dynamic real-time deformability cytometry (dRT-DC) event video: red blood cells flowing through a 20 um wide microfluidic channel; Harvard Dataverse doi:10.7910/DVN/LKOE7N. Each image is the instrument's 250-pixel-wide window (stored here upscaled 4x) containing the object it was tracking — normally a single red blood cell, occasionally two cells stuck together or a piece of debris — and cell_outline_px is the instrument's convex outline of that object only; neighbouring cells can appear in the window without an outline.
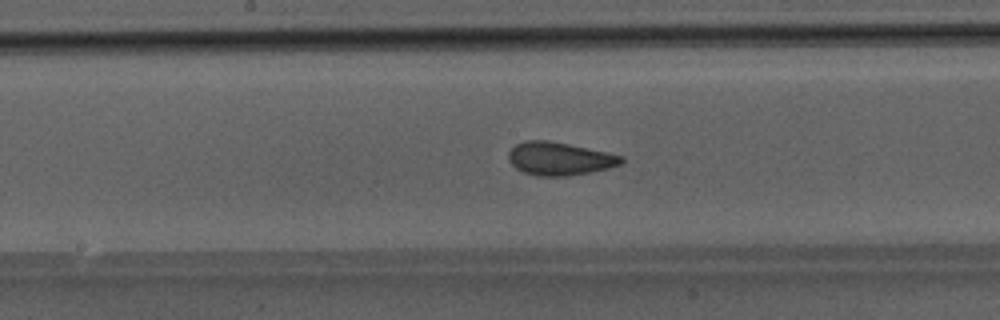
{"species": "Egyptian fruit bat (a non-hibernating species)", "species_latin": "Rousettus aegyptiacus", "temperature_condition": "room temperature", "stored_images_in_passage": 45, "camera_frame_rate_fps": 3000, "um_per_image_px": 0.085, "animal": {"sex": "male"}, "frame": {"image": 1, "passage_image": 21, "time_ms": 6.667, "image_size_px": [1000, 320], "cell_outline_px": [[624, 160], [620, 164], [608, 168], [568, 176], [536, 176], [524, 172], [516, 168], [508, 160], [508, 152], [516, 144], [524, 140], [548, 140], [568, 144], [624, 156]], "centroid_in_image_um": [47.52, 13.48], "position_along_channel_um": 200.7, "area_um2": 21.62}}
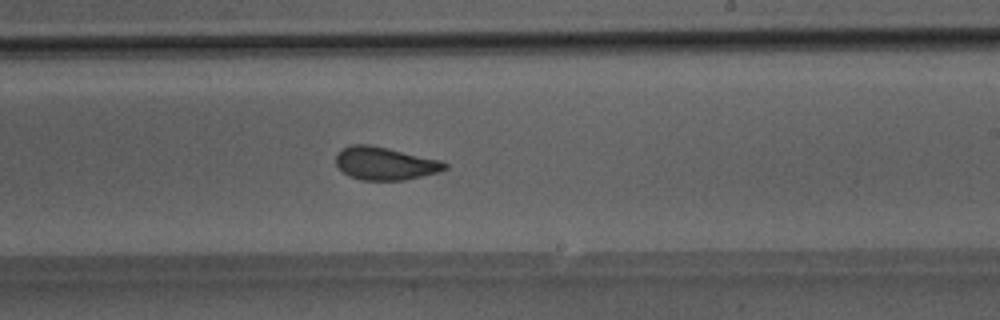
{"frame": {"image": 2, "passage_image": 25, "time_ms": 8.0, "image_size_px": [1000, 320], "cell_outline_px": [[448, 168], [440, 172], [404, 180], [360, 180], [348, 176], [336, 164], [336, 152], [352, 144], [368, 144], [388, 148], [440, 160], [448, 164]], "centroid_in_image_um": [32.73, 13.89], "position_along_channel_um": 256.3, "area_um2": 20.92}}
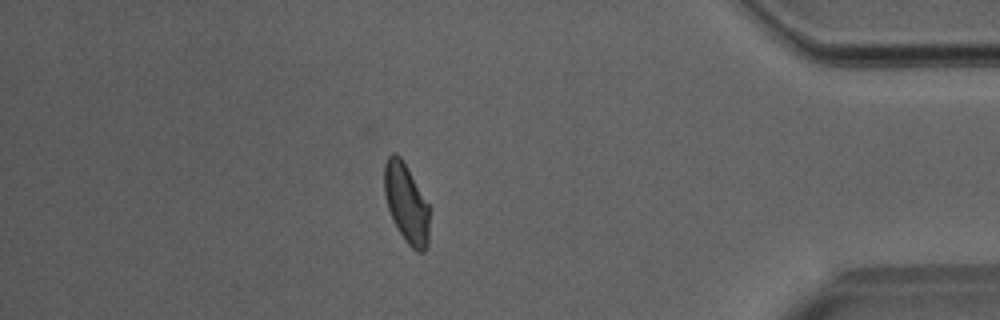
{"frame": {"image": 3, "passage_image": 38, "time_ms": 12.333, "image_size_px": [1000, 320], "cell_outline_px": [[428, 244], [424, 252], [416, 252], [408, 244], [400, 232], [388, 208], [384, 192], [384, 164], [388, 156], [392, 152], [400, 156], [428, 204]], "centroid_in_image_um": [34.52, 17.27], "position_along_channel_um": 400.7, "area_um2": 20.29}}